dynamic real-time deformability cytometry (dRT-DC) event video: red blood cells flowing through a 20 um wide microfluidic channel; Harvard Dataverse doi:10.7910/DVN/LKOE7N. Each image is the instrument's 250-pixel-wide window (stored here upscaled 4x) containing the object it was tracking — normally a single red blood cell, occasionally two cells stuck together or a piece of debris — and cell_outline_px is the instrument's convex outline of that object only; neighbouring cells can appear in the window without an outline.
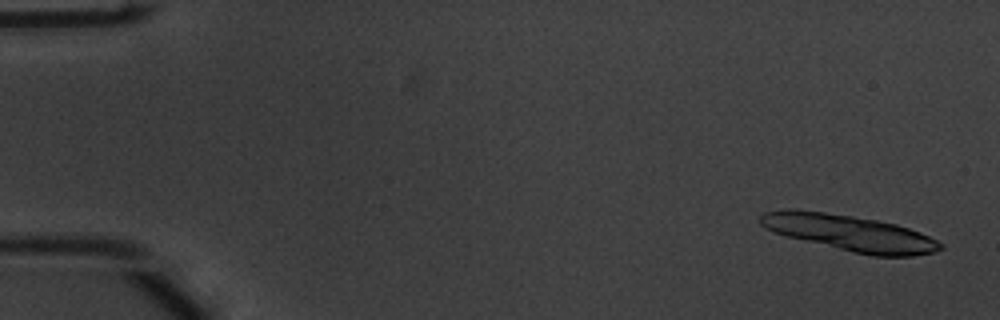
{"species": "common noctule bat (a hibernating species)", "species_latin": "Nyctalus noctula", "temperature_condition": "warm", "stored_images_in_passage": 14, "camera_frame_rate_fps": 3000, "um_per_image_px": 0.085, "animal": {"sex": "male", "body_mass_g": 20.1, "forearm_length_mm": 53.5}, "frame": {"image": 1, "passage_image": 1, "time_ms": 0.0, "image_size_px": [1000, 320], "cell_outline_px": [[944, 248], [932, 252], [912, 256], [872, 256], [852, 252], [788, 236], [776, 232], [760, 224], [760, 216], [764, 212], [788, 208], [792, 208], [824, 212], [852, 216], [876, 220], [896, 224], [920, 232], [944, 244]], "centroid_in_image_um": [72.24, 19.79], "position_along_channel_um": 12.8, "area_um2": 37.4}}